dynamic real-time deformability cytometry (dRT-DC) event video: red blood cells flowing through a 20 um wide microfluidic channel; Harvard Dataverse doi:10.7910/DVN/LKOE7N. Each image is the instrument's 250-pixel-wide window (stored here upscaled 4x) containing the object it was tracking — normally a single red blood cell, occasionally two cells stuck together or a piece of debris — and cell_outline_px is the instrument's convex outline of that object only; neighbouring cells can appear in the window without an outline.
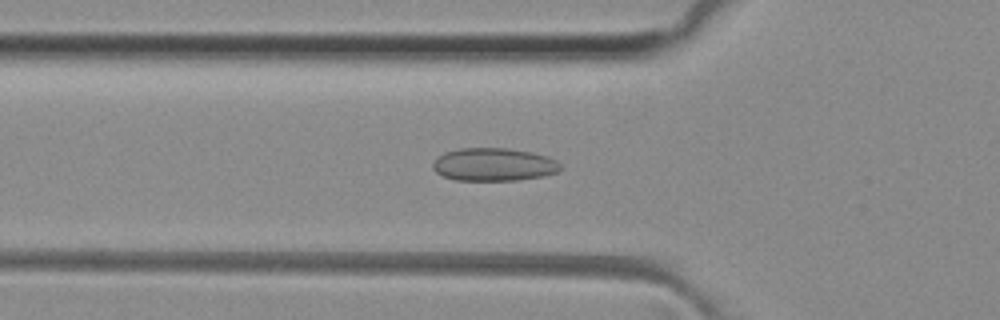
{"species": "common noctule bat (a hibernating species)", "species_latin": "Nyctalus noctula", "temperature_condition": "room temperature", "stored_images_in_passage": 49, "camera_frame_rate_fps": 3000, "um_per_image_px": 0.085, "animal": {"sex": "female", "body_mass_g": 29.2, "forearm_length_mm": 56.3}, "frame": {"image": 1, "passage_image": 16, "time_ms": 5.0, "image_size_px": [1000, 320], "cell_outline_px": [[560, 168], [556, 172], [544, 176], [516, 180], [456, 180], [444, 176], [436, 172], [432, 168], [432, 164], [436, 156], [444, 152], [460, 148], [504, 148], [532, 152], [548, 156], [556, 160], [560, 164]], "centroid_in_image_um": [41.94, 13.97], "position_along_channel_um": 83.9, "area_um2": 24.57}}
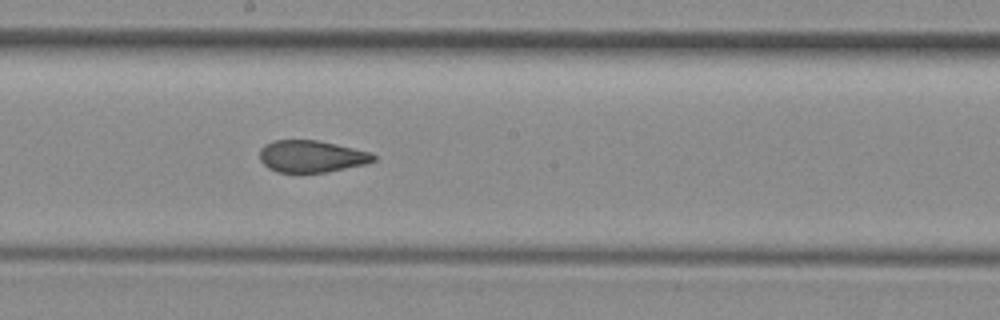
{"frame": {"image": 2, "passage_image": 26, "time_ms": 8.333, "image_size_px": [1000, 320], "cell_outline_px": [[376, 160], [364, 164], [324, 172], [276, 172], [268, 168], [260, 160], [260, 148], [264, 144], [272, 140], [316, 140], [336, 144], [368, 152], [376, 156]], "centroid_in_image_um": [26.42, 13.28], "position_along_channel_um": 221.8, "area_um2": 20.98}}
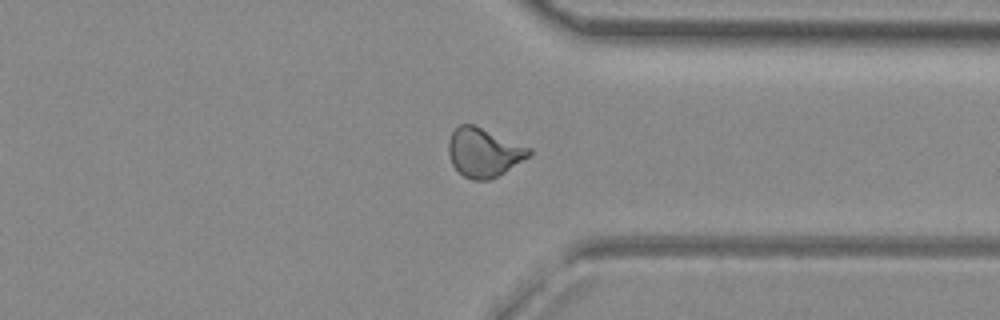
{"frame": {"image": 3, "passage_image": 37, "time_ms": 12.0, "image_size_px": [1000, 320], "cell_outline_px": [[532, 152], [528, 156], [504, 172], [488, 180], [472, 180], [464, 176], [452, 164], [448, 152], [448, 140], [452, 132], [460, 124], [472, 124], [532, 148]], "centroid_in_image_um": [41.1, 12.95], "position_along_channel_um": 370.3, "area_um2": 22.6}, "authors_computed_cell_mechanics": {"area_um2": 22.5998, "velocity_mm_per_s": 4.1256, "shape_relaxation_time_tau1_ms": null, "shape_relaxation_time_tau2_ms": 1.1297, "deformation_change_tau1": null, "deformation_change_tau2": 0.0644}}